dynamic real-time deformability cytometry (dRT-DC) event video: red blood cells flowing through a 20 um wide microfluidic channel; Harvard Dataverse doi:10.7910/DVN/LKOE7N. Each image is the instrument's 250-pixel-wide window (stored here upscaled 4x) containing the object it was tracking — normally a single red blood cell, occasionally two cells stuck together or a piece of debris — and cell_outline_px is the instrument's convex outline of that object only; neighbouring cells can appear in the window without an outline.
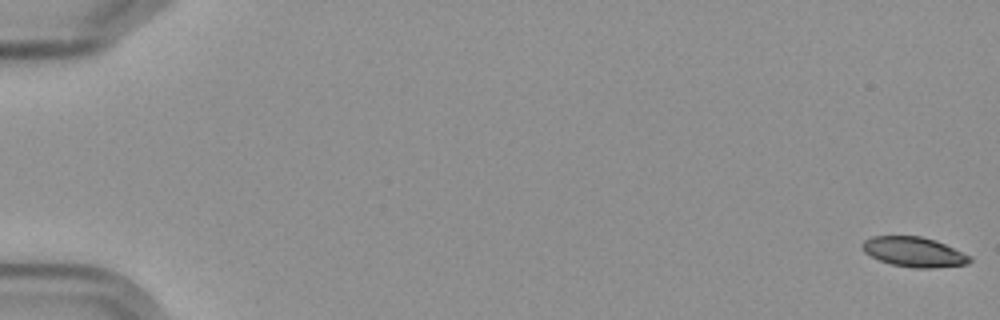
{"species": "Egyptian fruit bat (a non-hibernating species)", "species_latin": "Rousettus aegyptiacus", "temperature_condition": "cold", "stored_images_in_passage": 16, "camera_frame_rate_fps": 3000, "um_per_image_px": 0.085, "frame": {"image": 1, "passage_image": 1, "time_ms": 0.0, "image_size_px": [1000, 320], "cell_outline_px": [[972, 260], [968, 264], [932, 268], [912, 268], [892, 264], [880, 260], [864, 252], [860, 248], [860, 244], [864, 240], [872, 236], [920, 236], [936, 240], [972, 256]], "centroid_in_image_um": [77.69, 21.41], "position_along_channel_um": 7.3, "area_um2": 18.84}}
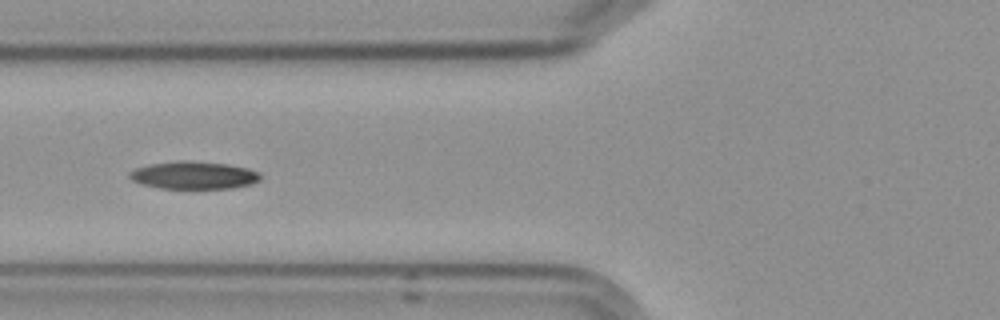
{"frame": {"image": 2, "passage_image": 7, "time_ms": 7.667, "image_size_px": [1000, 320], "cell_outline_px": [[264, 176], [260, 180], [252, 184], [232, 188], [160, 188], [144, 184], [132, 180], [128, 176], [128, 172], [136, 168], [148, 164], [180, 160], [228, 164], [248, 168], [260, 172]], "centroid_in_image_um": [16.51, 14.89], "position_along_channel_um": 109.3, "area_um2": 21.15}}
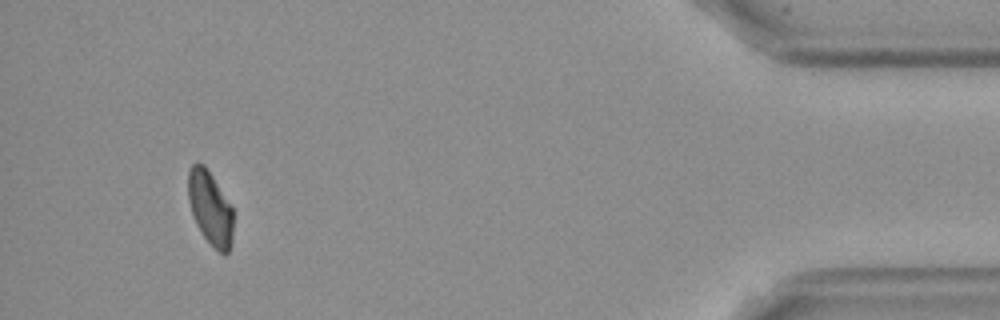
{"frame": {"image": 3, "passage_image": 15, "time_ms": 18.0, "image_size_px": [1000, 320], "cell_outline_px": [[232, 244], [228, 252], [224, 256], [204, 236], [192, 212], [188, 200], [188, 172], [192, 164], [204, 164], [212, 176], [232, 208]], "centroid_in_image_um": [17.87, 17.68], "position_along_channel_um": 417.3, "area_um2": 18.79}, "authors_computed_cell_mechanics": {"area_um2": 20.1144, "velocity_mm_per_s": 3.5776, "shape_relaxation_time_tau1_ms": 3.2581, "shape_relaxation_time_tau2_ms": null, "deformation_change_tau1": 0.0986, "deformation_change_tau2": null}}